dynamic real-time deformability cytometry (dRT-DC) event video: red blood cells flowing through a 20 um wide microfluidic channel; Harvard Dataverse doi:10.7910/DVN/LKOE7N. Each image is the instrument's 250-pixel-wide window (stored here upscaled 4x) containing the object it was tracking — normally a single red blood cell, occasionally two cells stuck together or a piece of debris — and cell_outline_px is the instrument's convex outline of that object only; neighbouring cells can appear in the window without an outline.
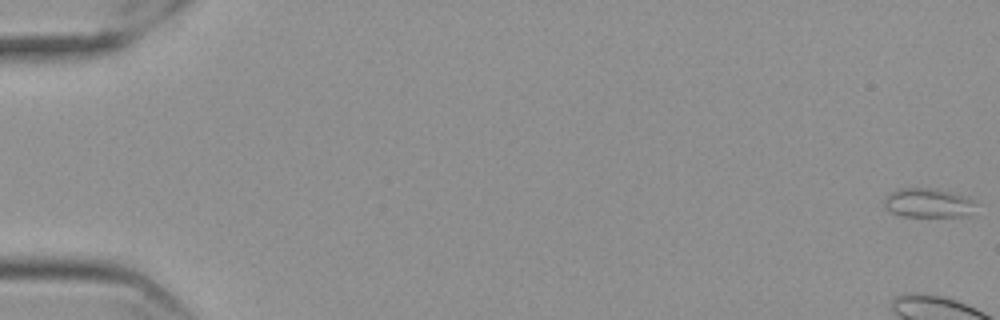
{"species": "Egyptian fruit bat (a non-hibernating species)", "species_latin": "Rousettus aegyptiacus", "temperature_condition": "cold", "stored_images_in_passage": 8, "camera_frame_rate_fps": 3000, "um_per_image_px": 0.085, "frame": {"image": 1, "passage_image": 1, "time_ms": 0.0, "image_size_px": [1000, 320], "cell_outline_px": [[972, 216], [904, 216], [892, 212], [884, 208], [884, 200], [896, 188], [936, 188], [972, 200]], "centroid_in_image_um": [78.83, 17.25], "position_along_channel_um": 6.2, "area_um2": 15.2}}